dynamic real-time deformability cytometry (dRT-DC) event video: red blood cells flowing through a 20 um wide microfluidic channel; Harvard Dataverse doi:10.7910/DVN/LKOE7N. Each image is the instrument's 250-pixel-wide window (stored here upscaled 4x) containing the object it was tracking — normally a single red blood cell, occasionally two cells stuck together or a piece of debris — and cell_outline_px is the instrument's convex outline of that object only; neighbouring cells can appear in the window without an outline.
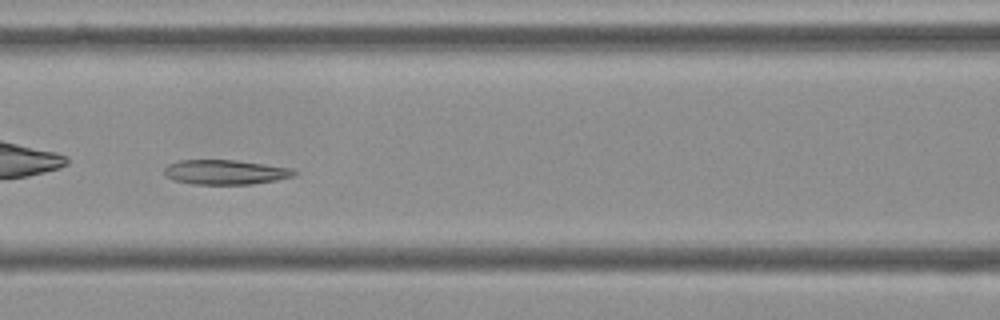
{"species": "Egyptian fruit bat (a non-hibernating species)", "species_latin": "Rousettus aegyptiacus", "temperature_condition": "cold", "stored_images_in_passage": 39, "camera_frame_rate_fps": 3000, "um_per_image_px": 0.085, "frame": {"image": 1, "passage_image": 7, "time_ms": 2.0, "image_size_px": [1000, 320], "cell_outline_px": [[300, 172], [296, 176], [276, 180], [252, 184], [192, 184], [176, 180], [164, 176], [164, 168], [168, 164], [180, 160], [236, 160], [264, 164], [288, 168]], "centroid_in_image_um": [19.16, 14.63], "position_along_channel_um": 147.4, "area_um2": 18.67}}
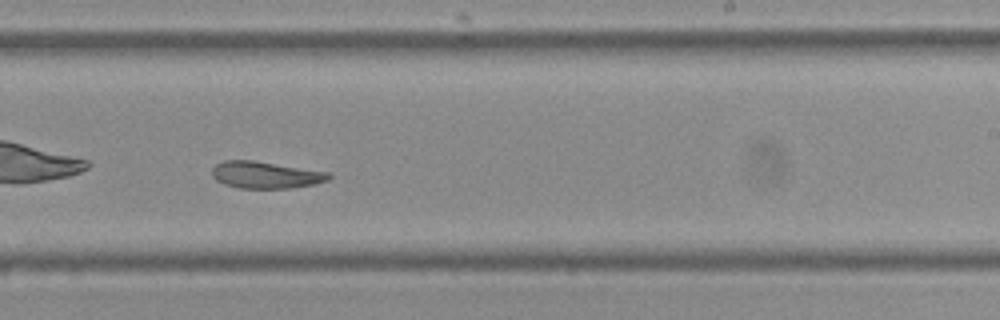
{"frame": {"image": 2, "passage_image": 17, "time_ms": 5.333, "image_size_px": [1000, 320], "cell_outline_px": [[332, 176], [328, 180], [316, 184], [288, 188], [240, 188], [224, 184], [216, 180], [212, 176], [212, 168], [216, 164], [224, 160], [252, 160], [328, 172]], "centroid_in_image_um": [22.56, 14.87], "position_along_channel_um": 266.4, "area_um2": 18.21}}
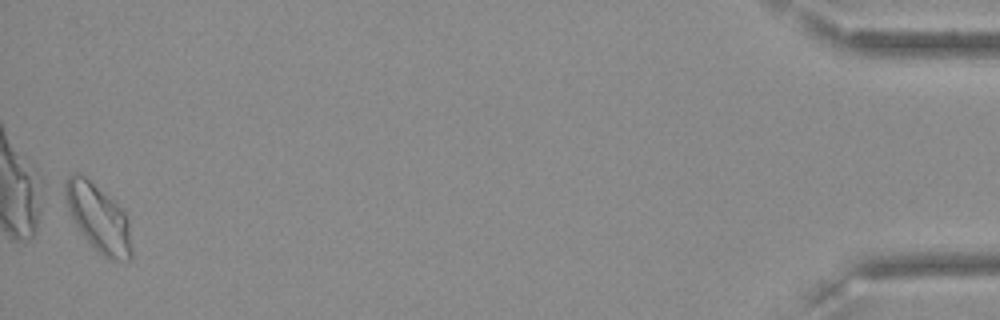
{"frame": {"image": 3, "passage_image": 38, "time_ms": 12.333, "image_size_px": [1000, 320], "cell_outline_px": [[132, 256], [128, 260], [108, 260], [84, 236], [72, 220], [68, 212], [64, 196], [64, 184], [68, 176], [76, 172], [80, 172], [112, 200], [124, 212], [128, 220], [132, 248]], "centroid_in_image_um": [8.34, 18.52], "position_along_channel_um": 426.9, "area_um2": 25.84}}